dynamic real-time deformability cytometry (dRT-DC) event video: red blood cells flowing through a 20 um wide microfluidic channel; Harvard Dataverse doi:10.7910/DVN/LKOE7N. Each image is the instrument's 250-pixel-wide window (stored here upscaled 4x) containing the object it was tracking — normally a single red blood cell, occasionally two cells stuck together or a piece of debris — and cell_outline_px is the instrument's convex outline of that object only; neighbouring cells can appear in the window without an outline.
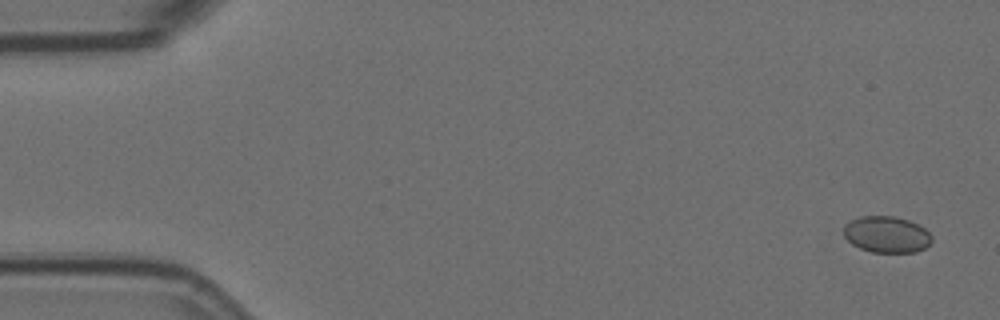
{"species": "Egyptian fruit bat (a non-hibernating species)", "species_latin": "Rousettus aegyptiacus", "temperature_condition": "room temperature", "stored_images_in_passage": 6, "camera_frame_rate_fps": 3000, "um_per_image_px": 0.085, "animal": {"sex": "female"}, "frame": {"image": 1, "passage_image": 1, "time_ms": 0.0, "image_size_px": [1000, 320], "cell_outline_px": [[932, 240], [924, 248], [916, 252], [872, 252], [860, 248], [852, 244], [844, 236], [844, 224], [860, 216], [896, 216], [908, 220], [924, 228], [932, 236]], "centroid_in_image_um": [75.35, 19.92], "position_along_channel_um": 9.7, "area_um2": 18.61}}
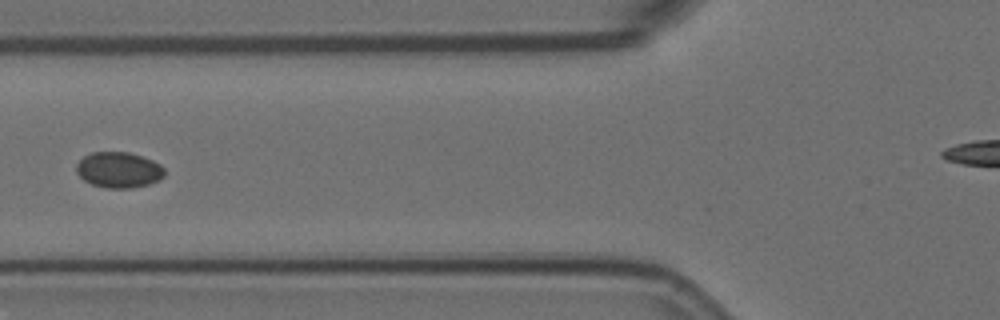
{"frame": {"image": 2, "passage_image": 6, "time_ms": 1.667, "image_size_px": [1000, 320], "cell_outline_px": [[164, 176], [160, 180], [148, 184], [132, 188], [104, 188], [92, 184], [84, 180], [76, 172], [76, 164], [84, 156], [92, 152], [128, 152], [152, 160], [160, 164], [164, 168]], "centroid_in_image_um": [10.09, 14.45], "position_along_channel_um": 115.7, "area_um2": 18.38}}